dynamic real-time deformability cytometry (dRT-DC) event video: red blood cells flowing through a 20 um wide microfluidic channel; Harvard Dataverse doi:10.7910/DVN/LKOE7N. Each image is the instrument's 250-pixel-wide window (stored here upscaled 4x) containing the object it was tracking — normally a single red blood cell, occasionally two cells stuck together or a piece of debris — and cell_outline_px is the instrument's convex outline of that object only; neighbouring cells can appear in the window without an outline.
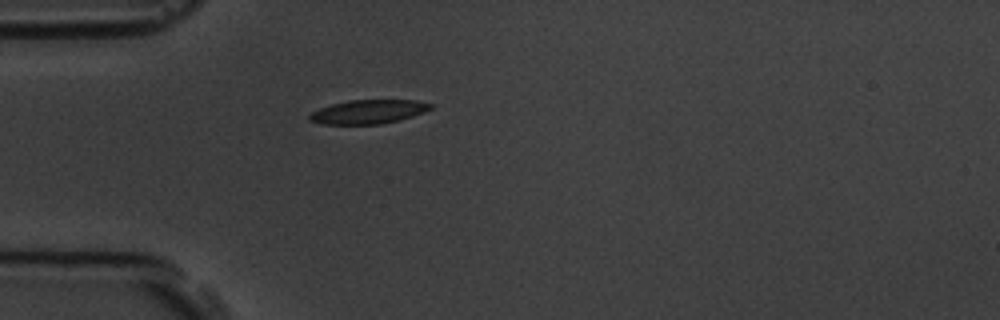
{"species": "common noctule bat (a hibernating species)", "species_latin": "Nyctalus noctula", "temperature_condition": "room temperature", "stored_images_in_passage": 1, "camera_frame_rate_fps": 3000, "um_per_image_px": 0.085, "animal": {"sex": "male", "body_mass_g": 19.5, "forearm_length_mm": 54.6}, "frame": {"image": 1, "passage_image": 1, "time_ms": 0.0, "image_size_px": [1000, 320], "cell_outline_px": [[432, 108], [424, 112], [412, 116], [380, 124], [320, 124], [308, 120], [308, 116], [312, 112], [320, 108], [332, 104], [348, 100], [416, 100], [432, 104]], "centroid_in_image_um": [31.27, 9.49], "position_along_channel_um": 53.7, "area_um2": 16.76}}